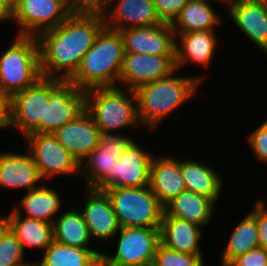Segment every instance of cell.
<instances>
[{"label":"cell","instance_id":"27","mask_svg":"<svg viewBox=\"0 0 267 266\" xmlns=\"http://www.w3.org/2000/svg\"><path fill=\"white\" fill-rule=\"evenodd\" d=\"M220 18L207 0H188L171 23L175 33L214 30Z\"/></svg>","mask_w":267,"mask_h":266},{"label":"cell","instance_id":"14","mask_svg":"<svg viewBox=\"0 0 267 266\" xmlns=\"http://www.w3.org/2000/svg\"><path fill=\"white\" fill-rule=\"evenodd\" d=\"M175 56L125 53L119 81L127 84V90L168 76L175 70Z\"/></svg>","mask_w":267,"mask_h":266},{"label":"cell","instance_id":"25","mask_svg":"<svg viewBox=\"0 0 267 266\" xmlns=\"http://www.w3.org/2000/svg\"><path fill=\"white\" fill-rule=\"evenodd\" d=\"M20 212L19 208H14L7 219L8 227L22 245L23 251L25 246L45 251L54 241L53 224L30 217L23 219Z\"/></svg>","mask_w":267,"mask_h":266},{"label":"cell","instance_id":"40","mask_svg":"<svg viewBox=\"0 0 267 266\" xmlns=\"http://www.w3.org/2000/svg\"><path fill=\"white\" fill-rule=\"evenodd\" d=\"M2 4L11 12L18 7L20 0H1Z\"/></svg>","mask_w":267,"mask_h":266},{"label":"cell","instance_id":"10","mask_svg":"<svg viewBox=\"0 0 267 266\" xmlns=\"http://www.w3.org/2000/svg\"><path fill=\"white\" fill-rule=\"evenodd\" d=\"M45 100H49V78L41 77L34 85L11 96L10 126L28 133H40V120H44Z\"/></svg>","mask_w":267,"mask_h":266},{"label":"cell","instance_id":"21","mask_svg":"<svg viewBox=\"0 0 267 266\" xmlns=\"http://www.w3.org/2000/svg\"><path fill=\"white\" fill-rule=\"evenodd\" d=\"M29 154H0V186L26 188L27 191L38 187L35 184L42 178L30 152Z\"/></svg>","mask_w":267,"mask_h":266},{"label":"cell","instance_id":"37","mask_svg":"<svg viewBox=\"0 0 267 266\" xmlns=\"http://www.w3.org/2000/svg\"><path fill=\"white\" fill-rule=\"evenodd\" d=\"M228 266H267V251L258 247L235 258Z\"/></svg>","mask_w":267,"mask_h":266},{"label":"cell","instance_id":"9","mask_svg":"<svg viewBox=\"0 0 267 266\" xmlns=\"http://www.w3.org/2000/svg\"><path fill=\"white\" fill-rule=\"evenodd\" d=\"M24 138L41 178L80 173L81 164L52 133H28Z\"/></svg>","mask_w":267,"mask_h":266},{"label":"cell","instance_id":"23","mask_svg":"<svg viewBox=\"0 0 267 266\" xmlns=\"http://www.w3.org/2000/svg\"><path fill=\"white\" fill-rule=\"evenodd\" d=\"M214 203L204 195L186 190L164 205L163 216H173L203 227L212 217Z\"/></svg>","mask_w":267,"mask_h":266},{"label":"cell","instance_id":"41","mask_svg":"<svg viewBox=\"0 0 267 266\" xmlns=\"http://www.w3.org/2000/svg\"><path fill=\"white\" fill-rule=\"evenodd\" d=\"M12 13L2 4L0 0V22L11 18Z\"/></svg>","mask_w":267,"mask_h":266},{"label":"cell","instance_id":"31","mask_svg":"<svg viewBox=\"0 0 267 266\" xmlns=\"http://www.w3.org/2000/svg\"><path fill=\"white\" fill-rule=\"evenodd\" d=\"M258 229L255 219L248 214L232 232L223 254L222 264L228 266L235 258L258 248Z\"/></svg>","mask_w":267,"mask_h":266},{"label":"cell","instance_id":"39","mask_svg":"<svg viewBox=\"0 0 267 266\" xmlns=\"http://www.w3.org/2000/svg\"><path fill=\"white\" fill-rule=\"evenodd\" d=\"M11 96L0 85V129H6L10 120Z\"/></svg>","mask_w":267,"mask_h":266},{"label":"cell","instance_id":"45","mask_svg":"<svg viewBox=\"0 0 267 266\" xmlns=\"http://www.w3.org/2000/svg\"><path fill=\"white\" fill-rule=\"evenodd\" d=\"M262 7L263 9L267 12V0H256Z\"/></svg>","mask_w":267,"mask_h":266},{"label":"cell","instance_id":"13","mask_svg":"<svg viewBox=\"0 0 267 266\" xmlns=\"http://www.w3.org/2000/svg\"><path fill=\"white\" fill-rule=\"evenodd\" d=\"M123 37L124 52L175 56L176 35L171 23L130 27L119 31Z\"/></svg>","mask_w":267,"mask_h":266},{"label":"cell","instance_id":"7","mask_svg":"<svg viewBox=\"0 0 267 266\" xmlns=\"http://www.w3.org/2000/svg\"><path fill=\"white\" fill-rule=\"evenodd\" d=\"M85 110V90L68 80L49 78V100H45L40 133H54Z\"/></svg>","mask_w":267,"mask_h":266},{"label":"cell","instance_id":"48","mask_svg":"<svg viewBox=\"0 0 267 266\" xmlns=\"http://www.w3.org/2000/svg\"><path fill=\"white\" fill-rule=\"evenodd\" d=\"M96 266H104L103 263L100 261Z\"/></svg>","mask_w":267,"mask_h":266},{"label":"cell","instance_id":"47","mask_svg":"<svg viewBox=\"0 0 267 266\" xmlns=\"http://www.w3.org/2000/svg\"><path fill=\"white\" fill-rule=\"evenodd\" d=\"M36 263H30V264H25V265H22V266H35Z\"/></svg>","mask_w":267,"mask_h":266},{"label":"cell","instance_id":"44","mask_svg":"<svg viewBox=\"0 0 267 266\" xmlns=\"http://www.w3.org/2000/svg\"><path fill=\"white\" fill-rule=\"evenodd\" d=\"M131 266H157L154 260L145 262V263H140V264H135Z\"/></svg>","mask_w":267,"mask_h":266},{"label":"cell","instance_id":"8","mask_svg":"<svg viewBox=\"0 0 267 266\" xmlns=\"http://www.w3.org/2000/svg\"><path fill=\"white\" fill-rule=\"evenodd\" d=\"M116 255L101 254L104 266H131L154 260L160 244L159 228L120 227Z\"/></svg>","mask_w":267,"mask_h":266},{"label":"cell","instance_id":"19","mask_svg":"<svg viewBox=\"0 0 267 266\" xmlns=\"http://www.w3.org/2000/svg\"><path fill=\"white\" fill-rule=\"evenodd\" d=\"M228 14L257 47L267 53V12L256 0H231Z\"/></svg>","mask_w":267,"mask_h":266},{"label":"cell","instance_id":"16","mask_svg":"<svg viewBox=\"0 0 267 266\" xmlns=\"http://www.w3.org/2000/svg\"><path fill=\"white\" fill-rule=\"evenodd\" d=\"M53 135L80 164L95 149L101 139V133L90 113L85 109L71 122L58 128Z\"/></svg>","mask_w":267,"mask_h":266},{"label":"cell","instance_id":"30","mask_svg":"<svg viewBox=\"0 0 267 266\" xmlns=\"http://www.w3.org/2000/svg\"><path fill=\"white\" fill-rule=\"evenodd\" d=\"M54 240L58 243L90 249L87 247L91 236L81 212L68 210L53 222Z\"/></svg>","mask_w":267,"mask_h":266},{"label":"cell","instance_id":"5","mask_svg":"<svg viewBox=\"0 0 267 266\" xmlns=\"http://www.w3.org/2000/svg\"><path fill=\"white\" fill-rule=\"evenodd\" d=\"M41 77L37 37L19 35L0 57L1 87L12 96Z\"/></svg>","mask_w":267,"mask_h":266},{"label":"cell","instance_id":"3","mask_svg":"<svg viewBox=\"0 0 267 266\" xmlns=\"http://www.w3.org/2000/svg\"><path fill=\"white\" fill-rule=\"evenodd\" d=\"M176 70L135 90L137 96L135 103L141 124L155 129L164 117L180 107L196 92L202 78L173 76Z\"/></svg>","mask_w":267,"mask_h":266},{"label":"cell","instance_id":"2","mask_svg":"<svg viewBox=\"0 0 267 266\" xmlns=\"http://www.w3.org/2000/svg\"><path fill=\"white\" fill-rule=\"evenodd\" d=\"M124 54L121 33L104 27L68 81L83 90L116 86L114 84L119 81Z\"/></svg>","mask_w":267,"mask_h":266},{"label":"cell","instance_id":"12","mask_svg":"<svg viewBox=\"0 0 267 266\" xmlns=\"http://www.w3.org/2000/svg\"><path fill=\"white\" fill-rule=\"evenodd\" d=\"M71 14L58 0H20L11 18L22 28L19 35L37 37L63 23Z\"/></svg>","mask_w":267,"mask_h":266},{"label":"cell","instance_id":"36","mask_svg":"<svg viewBox=\"0 0 267 266\" xmlns=\"http://www.w3.org/2000/svg\"><path fill=\"white\" fill-rule=\"evenodd\" d=\"M265 201L256 202L250 215L255 219L258 229V245L267 251V208Z\"/></svg>","mask_w":267,"mask_h":266},{"label":"cell","instance_id":"15","mask_svg":"<svg viewBox=\"0 0 267 266\" xmlns=\"http://www.w3.org/2000/svg\"><path fill=\"white\" fill-rule=\"evenodd\" d=\"M152 156L133 141L121 154L112 176L99 190L148 186Z\"/></svg>","mask_w":267,"mask_h":266},{"label":"cell","instance_id":"38","mask_svg":"<svg viewBox=\"0 0 267 266\" xmlns=\"http://www.w3.org/2000/svg\"><path fill=\"white\" fill-rule=\"evenodd\" d=\"M108 0H73V13H102Z\"/></svg>","mask_w":267,"mask_h":266},{"label":"cell","instance_id":"18","mask_svg":"<svg viewBox=\"0 0 267 266\" xmlns=\"http://www.w3.org/2000/svg\"><path fill=\"white\" fill-rule=\"evenodd\" d=\"M117 1L118 3H116V0H108L106 8L111 6V3L114 4V2L116 3L115 8L112 9L111 12L110 10L108 12H102L105 20V27L108 29L120 31L128 26V28L131 26L132 28L151 26L162 22L156 13L153 0Z\"/></svg>","mask_w":267,"mask_h":266},{"label":"cell","instance_id":"24","mask_svg":"<svg viewBox=\"0 0 267 266\" xmlns=\"http://www.w3.org/2000/svg\"><path fill=\"white\" fill-rule=\"evenodd\" d=\"M214 32V30H210L175 33L176 38L177 35L178 38H181V45L176 42L175 68H179L187 61L208 67L217 45Z\"/></svg>","mask_w":267,"mask_h":266},{"label":"cell","instance_id":"17","mask_svg":"<svg viewBox=\"0 0 267 266\" xmlns=\"http://www.w3.org/2000/svg\"><path fill=\"white\" fill-rule=\"evenodd\" d=\"M87 189V201L81 214L90 236L99 240L112 238L119 231L120 225L108 195L103 190Z\"/></svg>","mask_w":267,"mask_h":266},{"label":"cell","instance_id":"34","mask_svg":"<svg viewBox=\"0 0 267 266\" xmlns=\"http://www.w3.org/2000/svg\"><path fill=\"white\" fill-rule=\"evenodd\" d=\"M188 0H153L156 13L162 22L172 23Z\"/></svg>","mask_w":267,"mask_h":266},{"label":"cell","instance_id":"35","mask_svg":"<svg viewBox=\"0 0 267 266\" xmlns=\"http://www.w3.org/2000/svg\"><path fill=\"white\" fill-rule=\"evenodd\" d=\"M248 139L255 156L260 161L267 163V120L255 129Z\"/></svg>","mask_w":267,"mask_h":266},{"label":"cell","instance_id":"11","mask_svg":"<svg viewBox=\"0 0 267 266\" xmlns=\"http://www.w3.org/2000/svg\"><path fill=\"white\" fill-rule=\"evenodd\" d=\"M132 139L115 133L101 134L98 146L85 158L87 165L81 164L80 172L88 188L99 189L113 174L121 154L132 143Z\"/></svg>","mask_w":267,"mask_h":266},{"label":"cell","instance_id":"1","mask_svg":"<svg viewBox=\"0 0 267 266\" xmlns=\"http://www.w3.org/2000/svg\"><path fill=\"white\" fill-rule=\"evenodd\" d=\"M104 27L102 13L80 12L72 13L57 27L39 34L37 41L42 77L68 80Z\"/></svg>","mask_w":267,"mask_h":266},{"label":"cell","instance_id":"6","mask_svg":"<svg viewBox=\"0 0 267 266\" xmlns=\"http://www.w3.org/2000/svg\"><path fill=\"white\" fill-rule=\"evenodd\" d=\"M104 191L110 199L120 227L160 228L164 206L149 185L115 187Z\"/></svg>","mask_w":267,"mask_h":266},{"label":"cell","instance_id":"26","mask_svg":"<svg viewBox=\"0 0 267 266\" xmlns=\"http://www.w3.org/2000/svg\"><path fill=\"white\" fill-rule=\"evenodd\" d=\"M180 172L186 190L204 195L214 202L218 200L222 190V181L217 173L201 162L192 160L180 161Z\"/></svg>","mask_w":267,"mask_h":266},{"label":"cell","instance_id":"28","mask_svg":"<svg viewBox=\"0 0 267 266\" xmlns=\"http://www.w3.org/2000/svg\"><path fill=\"white\" fill-rule=\"evenodd\" d=\"M43 260L35 266H96L101 252L64 245L55 240L43 252Z\"/></svg>","mask_w":267,"mask_h":266},{"label":"cell","instance_id":"29","mask_svg":"<svg viewBox=\"0 0 267 266\" xmlns=\"http://www.w3.org/2000/svg\"><path fill=\"white\" fill-rule=\"evenodd\" d=\"M20 204L15 208L24 209L27 217L53 224L54 221L53 219L51 221L50 218H53L58 213L62 201L56 189L40 185L27 191Z\"/></svg>","mask_w":267,"mask_h":266},{"label":"cell","instance_id":"22","mask_svg":"<svg viewBox=\"0 0 267 266\" xmlns=\"http://www.w3.org/2000/svg\"><path fill=\"white\" fill-rule=\"evenodd\" d=\"M201 226L173 216H163L160 224V244L164 247L191 255H201L198 246Z\"/></svg>","mask_w":267,"mask_h":266},{"label":"cell","instance_id":"33","mask_svg":"<svg viewBox=\"0 0 267 266\" xmlns=\"http://www.w3.org/2000/svg\"><path fill=\"white\" fill-rule=\"evenodd\" d=\"M157 266H203L202 255L181 253L159 244L154 255Z\"/></svg>","mask_w":267,"mask_h":266},{"label":"cell","instance_id":"20","mask_svg":"<svg viewBox=\"0 0 267 266\" xmlns=\"http://www.w3.org/2000/svg\"><path fill=\"white\" fill-rule=\"evenodd\" d=\"M149 187L163 206L186 191L180 172V160L172 157H153L150 164Z\"/></svg>","mask_w":267,"mask_h":266},{"label":"cell","instance_id":"4","mask_svg":"<svg viewBox=\"0 0 267 266\" xmlns=\"http://www.w3.org/2000/svg\"><path fill=\"white\" fill-rule=\"evenodd\" d=\"M116 86L94 87L85 90V109L94 119L101 134H110L127 126H139L135 91L129 90V97ZM138 124V125H137Z\"/></svg>","mask_w":267,"mask_h":266},{"label":"cell","instance_id":"42","mask_svg":"<svg viewBox=\"0 0 267 266\" xmlns=\"http://www.w3.org/2000/svg\"><path fill=\"white\" fill-rule=\"evenodd\" d=\"M8 228V219L0 215V238L4 231Z\"/></svg>","mask_w":267,"mask_h":266},{"label":"cell","instance_id":"43","mask_svg":"<svg viewBox=\"0 0 267 266\" xmlns=\"http://www.w3.org/2000/svg\"><path fill=\"white\" fill-rule=\"evenodd\" d=\"M73 13V0H58Z\"/></svg>","mask_w":267,"mask_h":266},{"label":"cell","instance_id":"46","mask_svg":"<svg viewBox=\"0 0 267 266\" xmlns=\"http://www.w3.org/2000/svg\"><path fill=\"white\" fill-rule=\"evenodd\" d=\"M209 1H210V0H209ZM212 1H215V2H216V1H218V0H212ZM219 1H221V2H223V3H224V2H225V3H229L231 0H219Z\"/></svg>","mask_w":267,"mask_h":266},{"label":"cell","instance_id":"32","mask_svg":"<svg viewBox=\"0 0 267 266\" xmlns=\"http://www.w3.org/2000/svg\"><path fill=\"white\" fill-rule=\"evenodd\" d=\"M24 251L15 234L8 227L0 238V266H22Z\"/></svg>","mask_w":267,"mask_h":266}]
</instances>
